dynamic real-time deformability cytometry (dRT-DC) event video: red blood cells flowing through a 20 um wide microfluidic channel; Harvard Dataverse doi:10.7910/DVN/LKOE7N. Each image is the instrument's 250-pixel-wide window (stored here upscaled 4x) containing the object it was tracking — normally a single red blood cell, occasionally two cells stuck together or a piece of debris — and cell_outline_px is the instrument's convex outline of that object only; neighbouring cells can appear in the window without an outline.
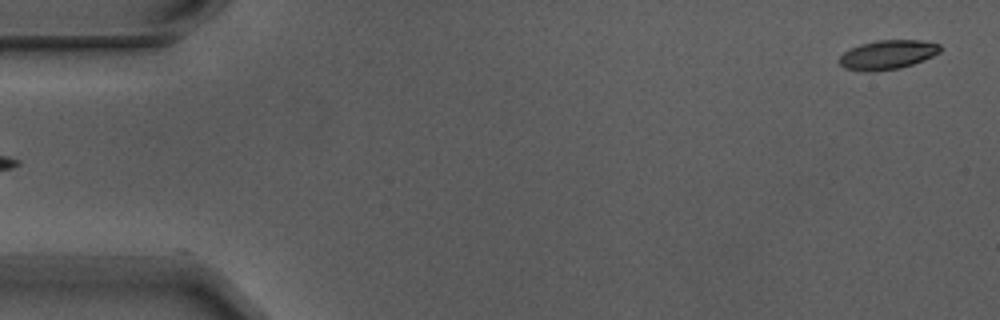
{"species": "Egyptian fruit bat (a non-hibernating species)", "species_latin": "Rousettus aegyptiacus", "temperature_condition": "warm", "stored_images_in_passage": 5, "segment_of_instrument_passage": [2, 2], "camera_frame_rate_fps": 3000, "um_per_image_px": 0.085, "animal": {"sex": "male"}, "frame": {"image": 1, "passage_image": 5, "time_ms": 1.333, "image_size_px": [1000, 320], "cell_outline_px": [[944, 48], [940, 52], [924, 60], [900, 68], [872, 72], [868, 72], [844, 68], [836, 60], [844, 52], [860, 44], [876, 40], [920, 40], [940, 44]], "centroid_in_image_um": [75.44, 4.65], "position_along_channel_um": 9.6, "area_um2": 17.34}}